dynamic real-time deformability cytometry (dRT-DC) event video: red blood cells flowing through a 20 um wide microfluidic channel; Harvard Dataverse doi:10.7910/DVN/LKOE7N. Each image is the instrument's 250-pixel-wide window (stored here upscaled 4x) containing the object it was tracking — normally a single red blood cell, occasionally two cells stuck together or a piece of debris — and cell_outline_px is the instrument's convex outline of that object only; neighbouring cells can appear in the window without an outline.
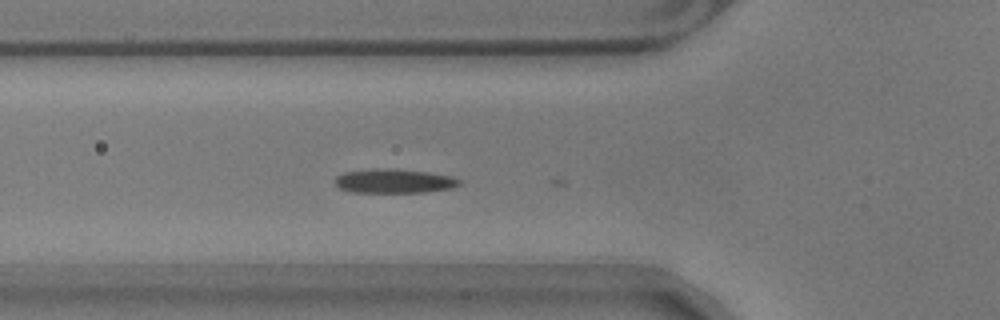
{"species": "common noctule bat (a hibernating species)", "species_latin": "Nyctalus noctula", "temperature_condition": "warm", "stored_images_in_passage": 20, "camera_frame_rate_fps": 3000, "um_per_image_px": 0.085, "animal": {"sex": "male", "body_mass_g": 17.9}, "frame": {"image": 1, "passage_image": 3, "time_ms": 0.667, "image_size_px": [1000, 320], "cell_outline_px": [[460, 184], [452, 188], [424, 192], [348, 192], [340, 188], [336, 184], [336, 176], [344, 172], [376, 168], [392, 168], [428, 172], [452, 176], [460, 180]], "centroid_in_image_um": [33.49, 15.38], "position_along_channel_um": 92.3, "area_um2": 17.51}}
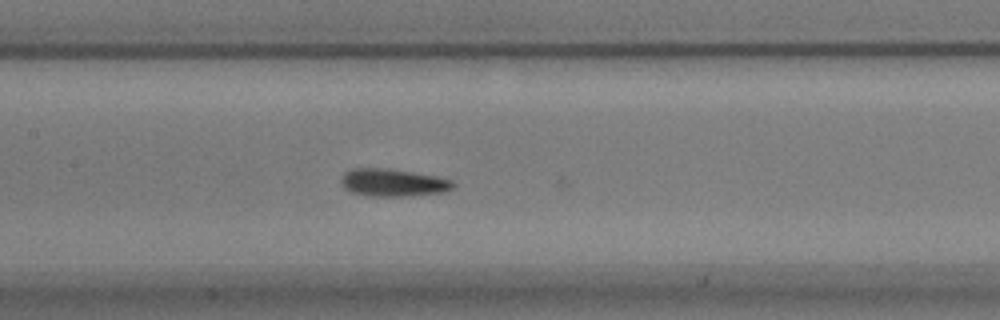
{"frame": {"image": 2, "passage_image": 10, "time_ms": 3.0, "image_size_px": [1000, 320], "cell_outline_px": [[456, 188], [448, 192], [412, 196], [372, 196], [352, 192], [344, 188], [340, 184], [340, 176], [344, 172], [352, 168], [388, 168], [436, 176], [452, 180], [456, 184]], "centroid_in_image_um": [33.44, 15.52], "position_along_channel_um": 174.0, "area_um2": 18.44}}
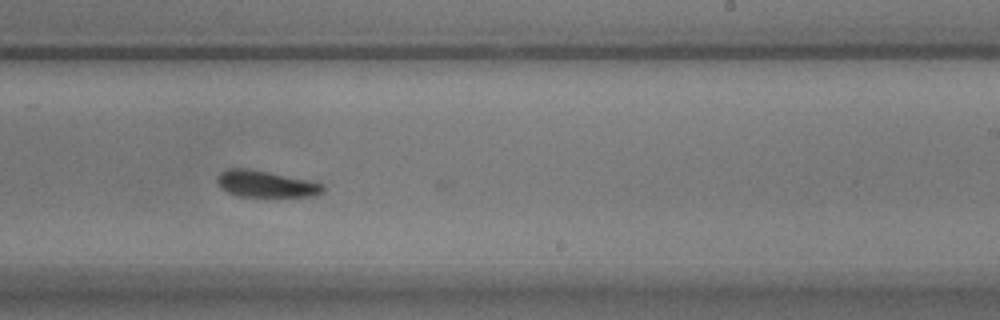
{"frame": {"image": 3, "passage_image": 18, "time_ms": 5.667, "image_size_px": [1000, 320], "cell_outline_px": [[324, 192], [316, 196], [240, 196], [228, 192], [220, 188], [216, 180], [216, 176], [220, 172], [228, 168], [248, 168], [308, 180], [324, 184]], "centroid_in_image_um": [22.57, 15.63], "position_along_channel_um": 266.4, "area_um2": 16.36}}